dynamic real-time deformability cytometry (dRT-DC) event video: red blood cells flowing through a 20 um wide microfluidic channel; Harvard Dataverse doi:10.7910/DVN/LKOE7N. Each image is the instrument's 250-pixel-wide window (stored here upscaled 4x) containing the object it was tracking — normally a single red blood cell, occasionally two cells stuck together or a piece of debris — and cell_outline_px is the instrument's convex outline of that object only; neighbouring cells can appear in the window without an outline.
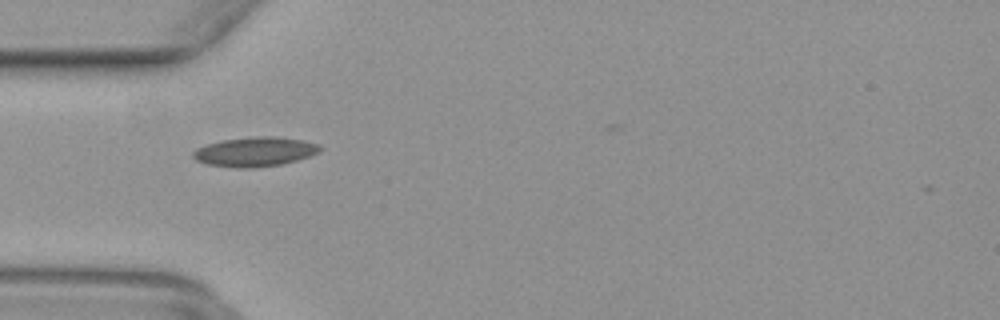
{"species": "common noctule bat (a hibernating species)", "species_latin": "Nyctalus noctula", "temperature_condition": "warm", "stored_images_in_passage": 4, "camera_frame_rate_fps": 3000, "um_per_image_px": 0.085, "animal": {"sex": "female", "body_mass_g": 29.2, "forearm_length_mm": 56.3}, "frame": {"image": 1, "passage_image": 1, "time_ms": 0.0, "image_size_px": [1000, 320], "cell_outline_px": [[324, 148], [320, 152], [296, 160], [280, 164], [252, 168], [240, 168], [208, 164], [196, 160], [192, 156], [192, 152], [196, 148], [208, 144], [224, 140], [256, 136], [276, 136], [304, 140], [320, 144]], "centroid_in_image_um": [21.71, 12.89], "position_along_channel_um": 63.3, "area_um2": 21.73}}
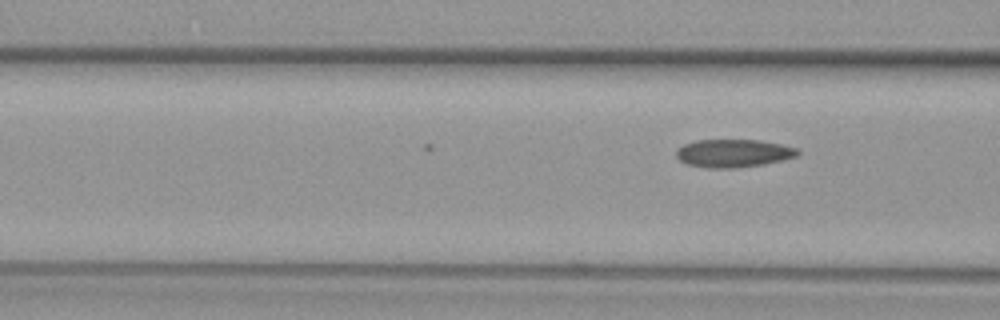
{"frame": {"image": 2, "passage_image": 4, "time_ms": 1.0, "image_size_px": [1000, 320], "cell_outline_px": [[800, 152], [796, 156], [784, 160], [764, 164], [732, 168], [708, 168], [688, 164], [680, 160], [676, 156], [676, 148], [684, 144], [696, 140], [760, 140], [800, 148]], "centroid_in_image_um": [62.36, 13.02], "position_along_channel_um": 104.2, "area_um2": 19.88}}